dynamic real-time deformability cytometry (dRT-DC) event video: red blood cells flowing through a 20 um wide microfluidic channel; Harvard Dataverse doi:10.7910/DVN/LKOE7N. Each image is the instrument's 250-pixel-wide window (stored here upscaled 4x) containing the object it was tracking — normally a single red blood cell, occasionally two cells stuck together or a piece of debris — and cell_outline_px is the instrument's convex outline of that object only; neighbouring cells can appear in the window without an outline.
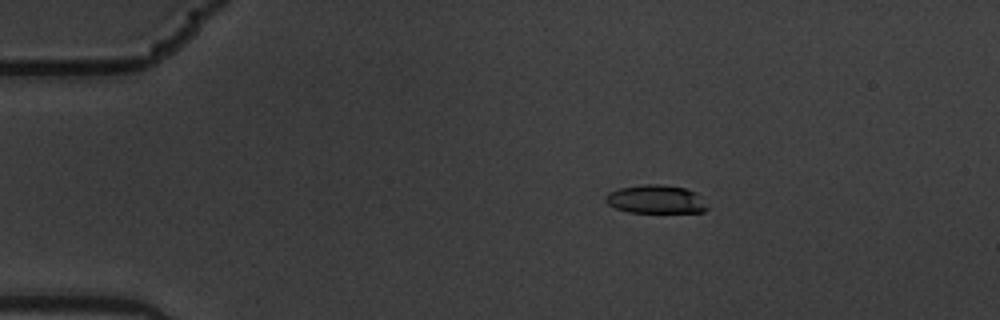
{"species": "common noctule bat (a hibernating species)", "species_latin": "Nyctalus noctula", "temperature_condition": "warm", "stored_images_in_passage": 6, "camera_frame_rate_fps": 3000, "um_per_image_px": 0.085, "animal": {"sex": "male", "body_mass_g": 19.5, "forearm_length_mm": 54.6}, "frame": {"image": 1, "passage_image": 4, "time_ms": 1.0, "image_size_px": [1000, 320], "cell_outline_px": [[708, 208], [704, 212], [628, 212], [616, 208], [608, 204], [604, 200], [604, 196], [608, 192], [620, 188], [644, 184], [660, 184], [684, 188], [696, 192], [700, 196]], "centroid_in_image_um": [55.72, 16.94], "position_along_channel_um": 29.3, "area_um2": 16.82}}